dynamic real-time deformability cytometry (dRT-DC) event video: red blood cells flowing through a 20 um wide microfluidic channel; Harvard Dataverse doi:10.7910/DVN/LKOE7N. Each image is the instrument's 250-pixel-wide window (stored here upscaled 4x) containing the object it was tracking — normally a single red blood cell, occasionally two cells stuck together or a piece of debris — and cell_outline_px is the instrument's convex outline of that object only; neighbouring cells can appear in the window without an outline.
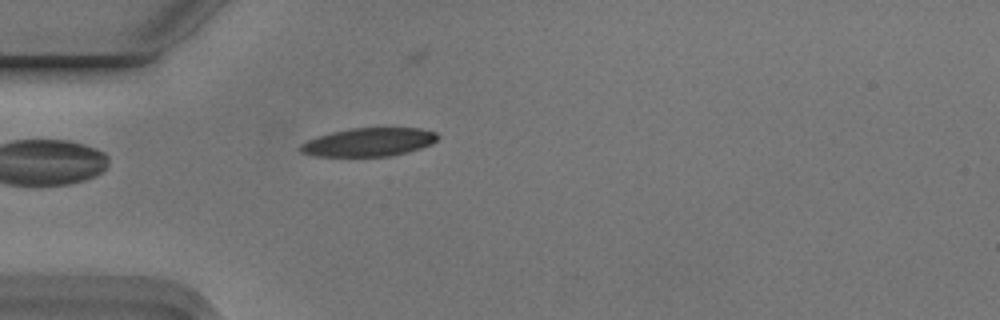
{"species": "Egyptian fruit bat (a non-hibernating species)", "species_latin": "Rousettus aegyptiacus", "temperature_condition": "cold", "stored_images_in_passage": 6, "camera_frame_rate_fps": 3000, "um_per_image_px": 0.085, "animal": {"sex": "male"}, "frame": {"image": 1, "passage_image": 5, "time_ms": 1.333, "image_size_px": [1000, 320], "cell_outline_px": [[440, 136], [432, 144], [420, 148], [388, 156], [312, 156], [300, 152], [300, 144], [308, 140], [332, 132], [352, 128], [420, 128], [436, 132]], "centroid_in_image_um": [31.35, 12.08], "position_along_channel_um": 53.6, "area_um2": 22.54}}